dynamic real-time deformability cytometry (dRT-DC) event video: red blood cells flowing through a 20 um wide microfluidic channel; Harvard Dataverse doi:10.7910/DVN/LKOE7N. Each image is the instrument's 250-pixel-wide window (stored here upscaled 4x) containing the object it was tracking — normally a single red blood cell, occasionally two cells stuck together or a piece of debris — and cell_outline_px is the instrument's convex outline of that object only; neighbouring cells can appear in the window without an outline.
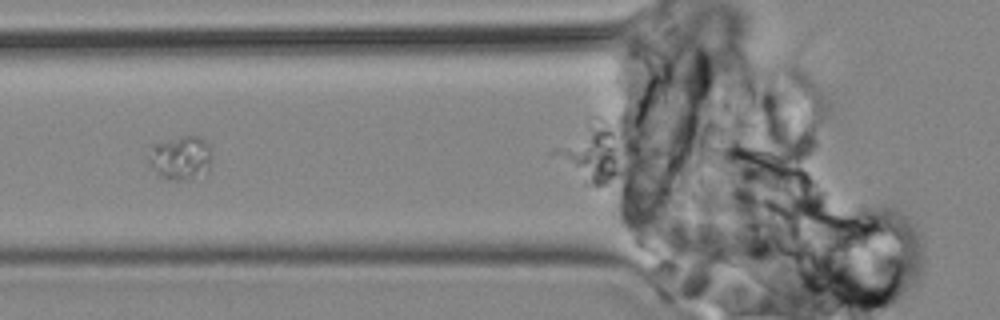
{"species": "common noctule bat (a hibernating species)", "species_latin": "Nyctalus noctula", "temperature_condition": "cold", "stored_images_in_passage": 10, "camera_frame_rate_fps": 3000, "um_per_image_px": 0.085, "animal": {"sex": "male", "body_mass_g": 19.2, "forearm_length_mm": 51.8}, "frame": {"image": 1, "passage_image": 7, "time_ms": 6.667, "image_size_px": [1000, 320], "cell_outline_px": [[212, 160], [208, 172], [180, 180], [172, 180], [156, 176], [148, 168], [148, 160], [152, 144], [184, 136], [200, 136], [208, 144], [212, 152]], "centroid_in_image_um": [15.32, 13.43], "position_along_channel_um": 110.5, "area_um2": 16.47}}
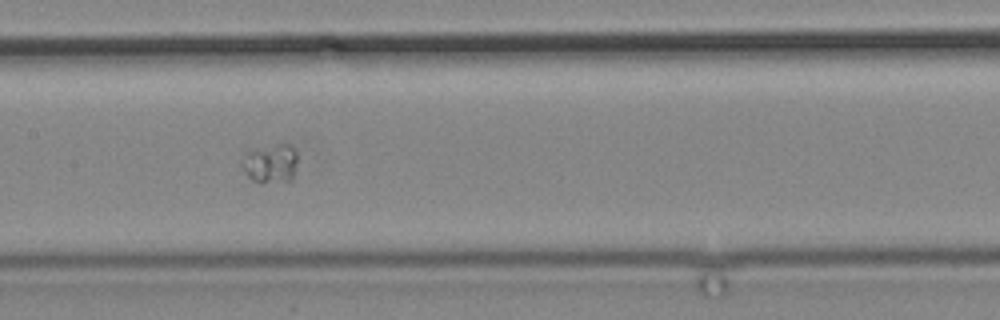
{"frame": {"image": 2, "passage_image": 9, "time_ms": 9.0, "image_size_px": [1000, 320], "cell_outline_px": [[296, 160], [292, 180], [264, 184], [260, 184], [252, 180], [240, 168], [240, 164], [244, 152], [248, 148], [276, 144], [288, 144], [296, 152]], "centroid_in_image_um": [22.9, 13.89], "position_along_channel_um": 184.5, "area_um2": 13.18}}
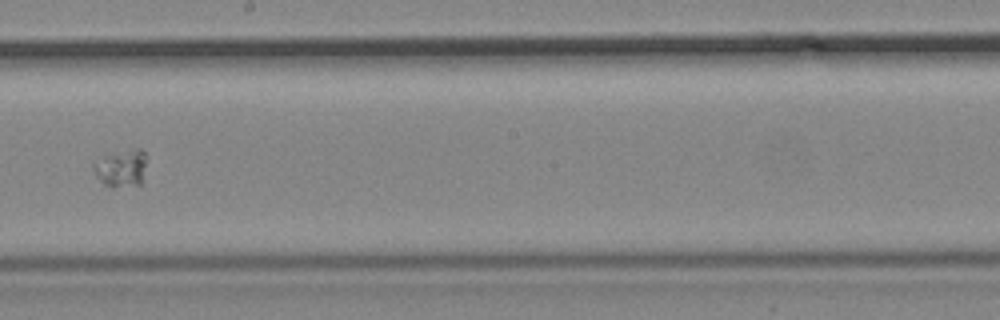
{"frame": {"image": 3, "passage_image": 10, "time_ms": 10.667, "image_size_px": [1000, 320], "cell_outline_px": [[144, 164], [140, 184], [104, 184], [96, 176], [92, 168], [92, 164], [100, 156], [136, 148], [140, 148], [144, 152]], "centroid_in_image_um": [10.23, 14.22], "position_along_channel_um": 238.0, "area_um2": 10.87}}